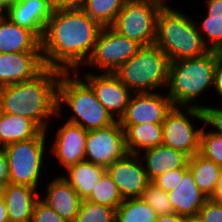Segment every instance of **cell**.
Masks as SVG:
<instances>
[{
	"mask_svg": "<svg viewBox=\"0 0 222 222\" xmlns=\"http://www.w3.org/2000/svg\"><path fill=\"white\" fill-rule=\"evenodd\" d=\"M103 27L82 9H55L48 20L41 53L45 67L75 72L90 58Z\"/></svg>",
	"mask_w": 222,
	"mask_h": 222,
	"instance_id": "6da1fadb",
	"label": "cell"
},
{
	"mask_svg": "<svg viewBox=\"0 0 222 222\" xmlns=\"http://www.w3.org/2000/svg\"><path fill=\"white\" fill-rule=\"evenodd\" d=\"M62 72L45 67L30 80L0 87V111L31 119L43 131L49 133L51 129L52 133L49 127L58 120L57 86Z\"/></svg>",
	"mask_w": 222,
	"mask_h": 222,
	"instance_id": "7a4b0ae2",
	"label": "cell"
},
{
	"mask_svg": "<svg viewBox=\"0 0 222 222\" xmlns=\"http://www.w3.org/2000/svg\"><path fill=\"white\" fill-rule=\"evenodd\" d=\"M216 61L217 51L210 50L199 57L170 62L165 92L175 107L204 108L199 100L213 91Z\"/></svg>",
	"mask_w": 222,
	"mask_h": 222,
	"instance_id": "3957f363",
	"label": "cell"
},
{
	"mask_svg": "<svg viewBox=\"0 0 222 222\" xmlns=\"http://www.w3.org/2000/svg\"><path fill=\"white\" fill-rule=\"evenodd\" d=\"M68 112L65 114L66 121L87 131L105 128L116 122L98 101L92 88L76 72H62L57 86L58 118Z\"/></svg>",
	"mask_w": 222,
	"mask_h": 222,
	"instance_id": "277c9868",
	"label": "cell"
},
{
	"mask_svg": "<svg viewBox=\"0 0 222 222\" xmlns=\"http://www.w3.org/2000/svg\"><path fill=\"white\" fill-rule=\"evenodd\" d=\"M173 7L162 6L159 11L154 45L168 56L170 62L199 57L209 52L194 18L186 11Z\"/></svg>",
	"mask_w": 222,
	"mask_h": 222,
	"instance_id": "5b68a950",
	"label": "cell"
},
{
	"mask_svg": "<svg viewBox=\"0 0 222 222\" xmlns=\"http://www.w3.org/2000/svg\"><path fill=\"white\" fill-rule=\"evenodd\" d=\"M49 136V133L42 130L32 139L10 143L3 147L9 165V183L41 189L42 182L44 184L45 180L50 178L46 176V169L50 165L49 159L53 160L47 152Z\"/></svg>",
	"mask_w": 222,
	"mask_h": 222,
	"instance_id": "8992f818",
	"label": "cell"
},
{
	"mask_svg": "<svg viewBox=\"0 0 222 222\" xmlns=\"http://www.w3.org/2000/svg\"><path fill=\"white\" fill-rule=\"evenodd\" d=\"M169 65L168 56L159 47L143 46L114 74L133 93L159 92L166 90Z\"/></svg>",
	"mask_w": 222,
	"mask_h": 222,
	"instance_id": "52a82bcc",
	"label": "cell"
},
{
	"mask_svg": "<svg viewBox=\"0 0 222 222\" xmlns=\"http://www.w3.org/2000/svg\"><path fill=\"white\" fill-rule=\"evenodd\" d=\"M200 123L204 125L202 109L174 106L162 123V144L192 157L200 151Z\"/></svg>",
	"mask_w": 222,
	"mask_h": 222,
	"instance_id": "ba28073f",
	"label": "cell"
},
{
	"mask_svg": "<svg viewBox=\"0 0 222 222\" xmlns=\"http://www.w3.org/2000/svg\"><path fill=\"white\" fill-rule=\"evenodd\" d=\"M162 5L152 0H127L111 27L142 46L154 45Z\"/></svg>",
	"mask_w": 222,
	"mask_h": 222,
	"instance_id": "9c48e42d",
	"label": "cell"
},
{
	"mask_svg": "<svg viewBox=\"0 0 222 222\" xmlns=\"http://www.w3.org/2000/svg\"><path fill=\"white\" fill-rule=\"evenodd\" d=\"M142 47L137 41L121 35L111 26L103 27L82 70L85 71L87 67L89 71L86 69L85 72L114 73Z\"/></svg>",
	"mask_w": 222,
	"mask_h": 222,
	"instance_id": "30bf717a",
	"label": "cell"
},
{
	"mask_svg": "<svg viewBox=\"0 0 222 222\" xmlns=\"http://www.w3.org/2000/svg\"><path fill=\"white\" fill-rule=\"evenodd\" d=\"M127 154L125 131L119 121L87 132L85 161L107 168Z\"/></svg>",
	"mask_w": 222,
	"mask_h": 222,
	"instance_id": "8fae6325",
	"label": "cell"
},
{
	"mask_svg": "<svg viewBox=\"0 0 222 222\" xmlns=\"http://www.w3.org/2000/svg\"><path fill=\"white\" fill-rule=\"evenodd\" d=\"M80 69L75 72L92 88L98 101L112 117L119 121L133 92L114 73L82 72Z\"/></svg>",
	"mask_w": 222,
	"mask_h": 222,
	"instance_id": "7c38bea8",
	"label": "cell"
},
{
	"mask_svg": "<svg viewBox=\"0 0 222 222\" xmlns=\"http://www.w3.org/2000/svg\"><path fill=\"white\" fill-rule=\"evenodd\" d=\"M63 119V124L57 126V130L51 134V144L49 143V154L57 160L58 168L66 170L70 166L85 160V147L87 139V130L83 129L80 125L68 122ZM65 121V122H64ZM55 136V138L53 137ZM59 165L62 167H59Z\"/></svg>",
	"mask_w": 222,
	"mask_h": 222,
	"instance_id": "4fadbf2b",
	"label": "cell"
},
{
	"mask_svg": "<svg viewBox=\"0 0 222 222\" xmlns=\"http://www.w3.org/2000/svg\"><path fill=\"white\" fill-rule=\"evenodd\" d=\"M173 107L165 91L133 93L119 123L120 125L163 123Z\"/></svg>",
	"mask_w": 222,
	"mask_h": 222,
	"instance_id": "5bb4252c",
	"label": "cell"
},
{
	"mask_svg": "<svg viewBox=\"0 0 222 222\" xmlns=\"http://www.w3.org/2000/svg\"><path fill=\"white\" fill-rule=\"evenodd\" d=\"M106 171L116 183L123 199L141 198L144 189L150 182L138 154H127L114 161Z\"/></svg>",
	"mask_w": 222,
	"mask_h": 222,
	"instance_id": "9a60e30c",
	"label": "cell"
},
{
	"mask_svg": "<svg viewBox=\"0 0 222 222\" xmlns=\"http://www.w3.org/2000/svg\"><path fill=\"white\" fill-rule=\"evenodd\" d=\"M53 177L41 185L40 199L64 220L74 222L83 199L61 175L55 172Z\"/></svg>",
	"mask_w": 222,
	"mask_h": 222,
	"instance_id": "2e32d148",
	"label": "cell"
},
{
	"mask_svg": "<svg viewBox=\"0 0 222 222\" xmlns=\"http://www.w3.org/2000/svg\"><path fill=\"white\" fill-rule=\"evenodd\" d=\"M44 68L41 52L0 53V87L30 80Z\"/></svg>",
	"mask_w": 222,
	"mask_h": 222,
	"instance_id": "e0dca14e",
	"label": "cell"
},
{
	"mask_svg": "<svg viewBox=\"0 0 222 222\" xmlns=\"http://www.w3.org/2000/svg\"><path fill=\"white\" fill-rule=\"evenodd\" d=\"M53 10L52 0H16L9 4L6 17L41 40Z\"/></svg>",
	"mask_w": 222,
	"mask_h": 222,
	"instance_id": "ac0fdd59",
	"label": "cell"
},
{
	"mask_svg": "<svg viewBox=\"0 0 222 222\" xmlns=\"http://www.w3.org/2000/svg\"><path fill=\"white\" fill-rule=\"evenodd\" d=\"M138 155L141 157L149 181L167 170L188 168L190 159L188 154L163 144L146 149Z\"/></svg>",
	"mask_w": 222,
	"mask_h": 222,
	"instance_id": "d6986e66",
	"label": "cell"
},
{
	"mask_svg": "<svg viewBox=\"0 0 222 222\" xmlns=\"http://www.w3.org/2000/svg\"><path fill=\"white\" fill-rule=\"evenodd\" d=\"M39 193L38 189L27 185L7 184L4 201L9 222H32Z\"/></svg>",
	"mask_w": 222,
	"mask_h": 222,
	"instance_id": "ffe728a7",
	"label": "cell"
},
{
	"mask_svg": "<svg viewBox=\"0 0 222 222\" xmlns=\"http://www.w3.org/2000/svg\"><path fill=\"white\" fill-rule=\"evenodd\" d=\"M168 198L174 212L183 217L198 215L199 209L208 199L197 187L189 169L183 174L179 185L168 192Z\"/></svg>",
	"mask_w": 222,
	"mask_h": 222,
	"instance_id": "44dd1931",
	"label": "cell"
},
{
	"mask_svg": "<svg viewBox=\"0 0 222 222\" xmlns=\"http://www.w3.org/2000/svg\"><path fill=\"white\" fill-rule=\"evenodd\" d=\"M41 52V40L29 29L0 18V53Z\"/></svg>",
	"mask_w": 222,
	"mask_h": 222,
	"instance_id": "7402d4cb",
	"label": "cell"
},
{
	"mask_svg": "<svg viewBox=\"0 0 222 222\" xmlns=\"http://www.w3.org/2000/svg\"><path fill=\"white\" fill-rule=\"evenodd\" d=\"M106 172V168L89 161H81L59 173L86 200L92 193L96 183Z\"/></svg>",
	"mask_w": 222,
	"mask_h": 222,
	"instance_id": "603a6c76",
	"label": "cell"
},
{
	"mask_svg": "<svg viewBox=\"0 0 222 222\" xmlns=\"http://www.w3.org/2000/svg\"><path fill=\"white\" fill-rule=\"evenodd\" d=\"M121 127L125 131L126 148L129 154H140L146 149L162 144V123L121 125Z\"/></svg>",
	"mask_w": 222,
	"mask_h": 222,
	"instance_id": "cb8c5ba5",
	"label": "cell"
},
{
	"mask_svg": "<svg viewBox=\"0 0 222 222\" xmlns=\"http://www.w3.org/2000/svg\"><path fill=\"white\" fill-rule=\"evenodd\" d=\"M42 129L31 119L0 111V148L36 137Z\"/></svg>",
	"mask_w": 222,
	"mask_h": 222,
	"instance_id": "d4e9b609",
	"label": "cell"
},
{
	"mask_svg": "<svg viewBox=\"0 0 222 222\" xmlns=\"http://www.w3.org/2000/svg\"><path fill=\"white\" fill-rule=\"evenodd\" d=\"M188 169L191 171L199 190L208 198H213L221 176L222 167L212 160L194 154L189 159Z\"/></svg>",
	"mask_w": 222,
	"mask_h": 222,
	"instance_id": "484cf974",
	"label": "cell"
},
{
	"mask_svg": "<svg viewBox=\"0 0 222 222\" xmlns=\"http://www.w3.org/2000/svg\"><path fill=\"white\" fill-rule=\"evenodd\" d=\"M156 211L142 198H128L115 210V222H155Z\"/></svg>",
	"mask_w": 222,
	"mask_h": 222,
	"instance_id": "4316f807",
	"label": "cell"
},
{
	"mask_svg": "<svg viewBox=\"0 0 222 222\" xmlns=\"http://www.w3.org/2000/svg\"><path fill=\"white\" fill-rule=\"evenodd\" d=\"M127 0H86L82 10L102 27L111 26Z\"/></svg>",
	"mask_w": 222,
	"mask_h": 222,
	"instance_id": "83f0119b",
	"label": "cell"
},
{
	"mask_svg": "<svg viewBox=\"0 0 222 222\" xmlns=\"http://www.w3.org/2000/svg\"><path fill=\"white\" fill-rule=\"evenodd\" d=\"M86 200L107 205L116 210L124 199L122 198L116 183L106 171L96 183L92 193Z\"/></svg>",
	"mask_w": 222,
	"mask_h": 222,
	"instance_id": "f1b7e54d",
	"label": "cell"
},
{
	"mask_svg": "<svg viewBox=\"0 0 222 222\" xmlns=\"http://www.w3.org/2000/svg\"><path fill=\"white\" fill-rule=\"evenodd\" d=\"M199 19L194 17L205 45L209 50L222 52V17L204 14L200 15Z\"/></svg>",
	"mask_w": 222,
	"mask_h": 222,
	"instance_id": "f546056e",
	"label": "cell"
},
{
	"mask_svg": "<svg viewBox=\"0 0 222 222\" xmlns=\"http://www.w3.org/2000/svg\"><path fill=\"white\" fill-rule=\"evenodd\" d=\"M74 222H115V209L83 200Z\"/></svg>",
	"mask_w": 222,
	"mask_h": 222,
	"instance_id": "4dcf8cb0",
	"label": "cell"
},
{
	"mask_svg": "<svg viewBox=\"0 0 222 222\" xmlns=\"http://www.w3.org/2000/svg\"><path fill=\"white\" fill-rule=\"evenodd\" d=\"M202 126L199 153L222 167V136Z\"/></svg>",
	"mask_w": 222,
	"mask_h": 222,
	"instance_id": "1f68e13d",
	"label": "cell"
},
{
	"mask_svg": "<svg viewBox=\"0 0 222 222\" xmlns=\"http://www.w3.org/2000/svg\"><path fill=\"white\" fill-rule=\"evenodd\" d=\"M141 198L156 211L157 215H164L174 212L168 198V192H165L151 181L144 189Z\"/></svg>",
	"mask_w": 222,
	"mask_h": 222,
	"instance_id": "d6a6232c",
	"label": "cell"
},
{
	"mask_svg": "<svg viewBox=\"0 0 222 222\" xmlns=\"http://www.w3.org/2000/svg\"><path fill=\"white\" fill-rule=\"evenodd\" d=\"M188 170V168H179L174 170H167L164 174L159 175L151 182L154 183L159 188L163 189L165 192H170L174 190L180 183L183 174Z\"/></svg>",
	"mask_w": 222,
	"mask_h": 222,
	"instance_id": "836d02e7",
	"label": "cell"
},
{
	"mask_svg": "<svg viewBox=\"0 0 222 222\" xmlns=\"http://www.w3.org/2000/svg\"><path fill=\"white\" fill-rule=\"evenodd\" d=\"M213 105H204L203 114H204V124L205 127H208L212 132L222 136V104L218 107H212Z\"/></svg>",
	"mask_w": 222,
	"mask_h": 222,
	"instance_id": "e575fe53",
	"label": "cell"
},
{
	"mask_svg": "<svg viewBox=\"0 0 222 222\" xmlns=\"http://www.w3.org/2000/svg\"><path fill=\"white\" fill-rule=\"evenodd\" d=\"M198 215L203 222H222V202L208 198L199 209Z\"/></svg>",
	"mask_w": 222,
	"mask_h": 222,
	"instance_id": "d590c367",
	"label": "cell"
},
{
	"mask_svg": "<svg viewBox=\"0 0 222 222\" xmlns=\"http://www.w3.org/2000/svg\"><path fill=\"white\" fill-rule=\"evenodd\" d=\"M32 222H67L40 198L35 204Z\"/></svg>",
	"mask_w": 222,
	"mask_h": 222,
	"instance_id": "8d00e7d4",
	"label": "cell"
},
{
	"mask_svg": "<svg viewBox=\"0 0 222 222\" xmlns=\"http://www.w3.org/2000/svg\"><path fill=\"white\" fill-rule=\"evenodd\" d=\"M213 89L215 93L211 94H215L222 104V52L219 51H217V61L214 70Z\"/></svg>",
	"mask_w": 222,
	"mask_h": 222,
	"instance_id": "74e56055",
	"label": "cell"
},
{
	"mask_svg": "<svg viewBox=\"0 0 222 222\" xmlns=\"http://www.w3.org/2000/svg\"><path fill=\"white\" fill-rule=\"evenodd\" d=\"M86 0H52L55 9H82Z\"/></svg>",
	"mask_w": 222,
	"mask_h": 222,
	"instance_id": "f35d334b",
	"label": "cell"
},
{
	"mask_svg": "<svg viewBox=\"0 0 222 222\" xmlns=\"http://www.w3.org/2000/svg\"><path fill=\"white\" fill-rule=\"evenodd\" d=\"M10 173L7 156L3 148H0V183L9 184Z\"/></svg>",
	"mask_w": 222,
	"mask_h": 222,
	"instance_id": "ab89813d",
	"label": "cell"
},
{
	"mask_svg": "<svg viewBox=\"0 0 222 222\" xmlns=\"http://www.w3.org/2000/svg\"><path fill=\"white\" fill-rule=\"evenodd\" d=\"M204 4L208 16L222 17V0H204Z\"/></svg>",
	"mask_w": 222,
	"mask_h": 222,
	"instance_id": "60d3db41",
	"label": "cell"
},
{
	"mask_svg": "<svg viewBox=\"0 0 222 222\" xmlns=\"http://www.w3.org/2000/svg\"><path fill=\"white\" fill-rule=\"evenodd\" d=\"M155 222H185V217L173 212L169 214L158 215Z\"/></svg>",
	"mask_w": 222,
	"mask_h": 222,
	"instance_id": "b9f144b4",
	"label": "cell"
},
{
	"mask_svg": "<svg viewBox=\"0 0 222 222\" xmlns=\"http://www.w3.org/2000/svg\"><path fill=\"white\" fill-rule=\"evenodd\" d=\"M0 222H9L4 199L0 200Z\"/></svg>",
	"mask_w": 222,
	"mask_h": 222,
	"instance_id": "7bdbcfd3",
	"label": "cell"
},
{
	"mask_svg": "<svg viewBox=\"0 0 222 222\" xmlns=\"http://www.w3.org/2000/svg\"><path fill=\"white\" fill-rule=\"evenodd\" d=\"M213 199L222 202V172Z\"/></svg>",
	"mask_w": 222,
	"mask_h": 222,
	"instance_id": "ee69618b",
	"label": "cell"
},
{
	"mask_svg": "<svg viewBox=\"0 0 222 222\" xmlns=\"http://www.w3.org/2000/svg\"><path fill=\"white\" fill-rule=\"evenodd\" d=\"M9 3L6 0H0V18L6 17Z\"/></svg>",
	"mask_w": 222,
	"mask_h": 222,
	"instance_id": "f6af8a7d",
	"label": "cell"
},
{
	"mask_svg": "<svg viewBox=\"0 0 222 222\" xmlns=\"http://www.w3.org/2000/svg\"><path fill=\"white\" fill-rule=\"evenodd\" d=\"M185 222H203L199 215L185 217Z\"/></svg>",
	"mask_w": 222,
	"mask_h": 222,
	"instance_id": "bcb514c9",
	"label": "cell"
},
{
	"mask_svg": "<svg viewBox=\"0 0 222 222\" xmlns=\"http://www.w3.org/2000/svg\"><path fill=\"white\" fill-rule=\"evenodd\" d=\"M5 189H6V185L0 183V200H3V199H4Z\"/></svg>",
	"mask_w": 222,
	"mask_h": 222,
	"instance_id": "7dc6e473",
	"label": "cell"
},
{
	"mask_svg": "<svg viewBox=\"0 0 222 222\" xmlns=\"http://www.w3.org/2000/svg\"><path fill=\"white\" fill-rule=\"evenodd\" d=\"M152 1H155V2H157V3H159V4H161L162 6L170 5V4L168 3V0H152Z\"/></svg>",
	"mask_w": 222,
	"mask_h": 222,
	"instance_id": "c3c4849f",
	"label": "cell"
},
{
	"mask_svg": "<svg viewBox=\"0 0 222 222\" xmlns=\"http://www.w3.org/2000/svg\"><path fill=\"white\" fill-rule=\"evenodd\" d=\"M9 4L16 0H6Z\"/></svg>",
	"mask_w": 222,
	"mask_h": 222,
	"instance_id": "681fc988",
	"label": "cell"
}]
</instances>
